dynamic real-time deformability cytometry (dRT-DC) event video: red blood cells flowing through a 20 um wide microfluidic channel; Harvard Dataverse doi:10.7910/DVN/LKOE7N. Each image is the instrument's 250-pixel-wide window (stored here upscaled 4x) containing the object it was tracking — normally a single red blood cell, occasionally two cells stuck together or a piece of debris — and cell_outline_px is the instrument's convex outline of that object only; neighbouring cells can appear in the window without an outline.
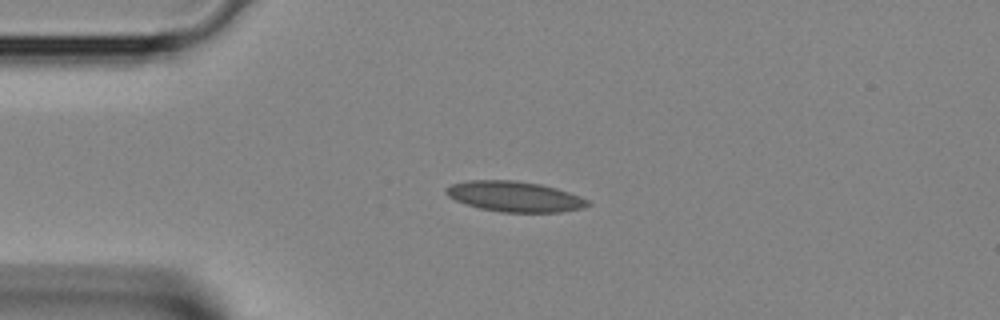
{"species": "Egyptian fruit bat (a non-hibernating species)", "species_latin": "Rousettus aegyptiacus", "temperature_condition": "room temperature", "stored_images_in_passage": 2, "camera_frame_rate_fps": 3000, "um_per_image_px": 0.085, "animal": {"sex": "female"}, "frame": {"image": 1, "passage_image": 1, "time_ms": 0.0, "image_size_px": [1000, 320], "cell_outline_px": [[592, 204], [584, 208], [560, 212], [500, 212], [480, 208], [456, 200], [448, 196], [444, 192], [444, 188], [452, 184], [468, 180], [512, 180], [540, 184], [556, 188], [580, 196], [588, 200]], "centroid_in_image_um": [43.75, 16.7], "position_along_channel_um": 41.2, "area_um2": 25.09}}